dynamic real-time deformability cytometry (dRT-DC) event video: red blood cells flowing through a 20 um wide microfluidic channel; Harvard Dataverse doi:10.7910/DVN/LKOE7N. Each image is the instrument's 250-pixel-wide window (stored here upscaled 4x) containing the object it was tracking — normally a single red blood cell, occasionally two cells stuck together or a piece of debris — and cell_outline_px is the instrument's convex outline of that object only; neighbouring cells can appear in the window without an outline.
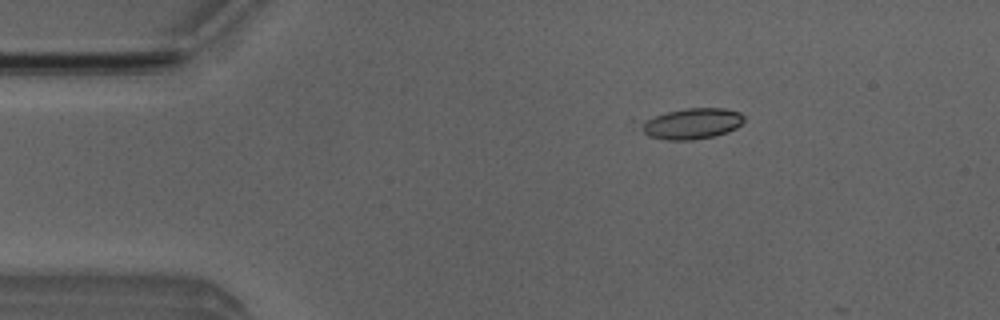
{"species": "Egyptian fruit bat (a non-hibernating species)", "species_latin": "Rousettus aegyptiacus", "temperature_condition": "room temperature", "stored_images_in_passage": 3, "camera_frame_rate_fps": 3000, "um_per_image_px": 0.085, "animal": {"sex": "male"}, "frame": {"image": 1, "passage_image": 1, "time_ms": 0.0, "image_size_px": [1000, 320], "cell_outline_px": [[744, 120], [736, 128], [728, 132], [712, 136], [692, 140], [668, 140], [648, 136], [644, 132], [640, 124], [656, 116], [668, 112], [688, 108], [724, 108], [740, 112], [744, 116]], "centroid_in_image_um": [58.86, 10.51], "position_along_channel_um": 26.1, "area_um2": 18.15}}